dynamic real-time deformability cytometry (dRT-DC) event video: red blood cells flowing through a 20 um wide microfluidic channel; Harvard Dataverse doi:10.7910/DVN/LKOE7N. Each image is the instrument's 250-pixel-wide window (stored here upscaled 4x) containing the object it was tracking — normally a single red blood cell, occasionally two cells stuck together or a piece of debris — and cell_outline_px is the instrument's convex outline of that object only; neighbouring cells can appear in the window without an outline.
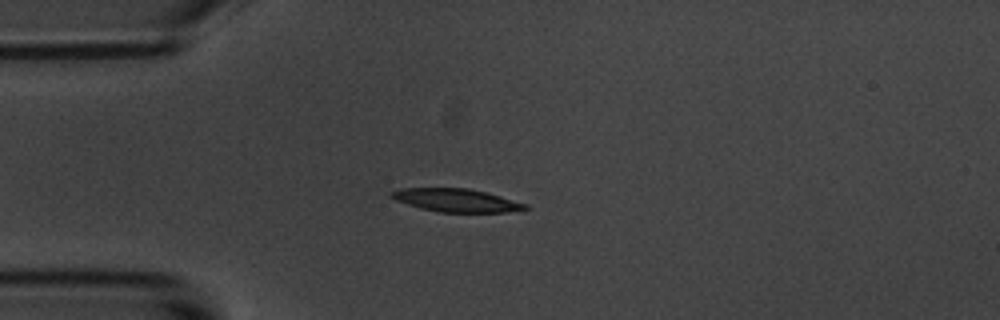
{"species": "common noctule bat (a hibernating species)", "species_latin": "Nyctalus noctula", "temperature_condition": "room temperature", "stored_images_in_passage": 42, "camera_frame_rate_fps": 3000, "um_per_image_px": 0.085, "animal": {"sex": "male", "body_mass_g": 20.1, "forearm_length_mm": 53.5}, "frame": {"image": 1, "passage_image": 1, "time_ms": 0.0, "image_size_px": [1000, 320], "cell_outline_px": [[528, 208], [508, 212], [436, 212], [420, 208], [396, 200], [388, 196], [388, 192], [400, 188], [468, 188], [500, 196], [528, 204]], "centroid_in_image_um": [38.73, 17.02], "position_along_channel_um": 46.3, "area_um2": 18.03}}
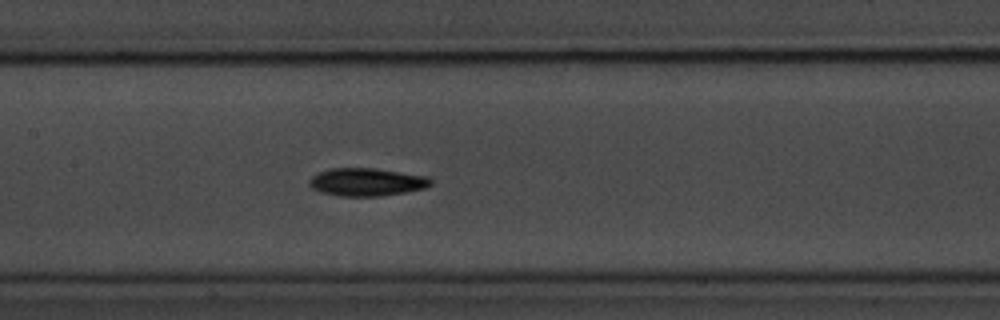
{"frame": {"image": 2, "passage_image": 13, "time_ms": 4.0, "image_size_px": [1000, 320], "cell_outline_px": [[432, 184], [424, 188], [404, 192], [380, 196], [340, 196], [320, 192], [312, 188], [308, 184], [308, 180], [312, 176], [320, 172], [332, 168], [376, 168], [428, 176], [432, 180]], "centroid_in_image_um": [31.16, 15.47], "position_along_channel_um": 176.2, "area_um2": 19.77}}
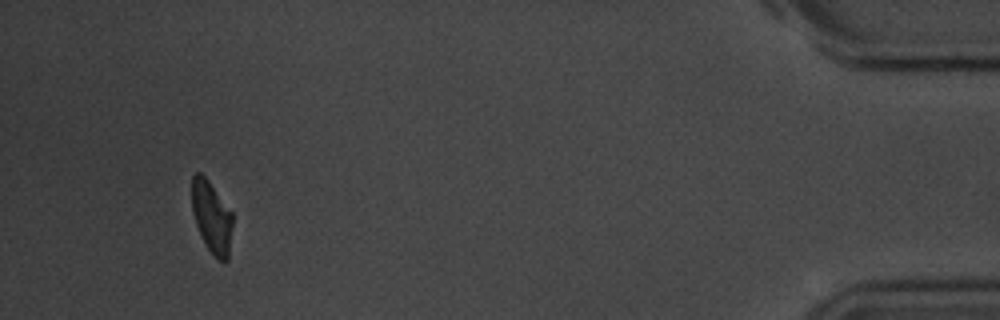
{"frame": {"image": 3, "passage_image": 39, "time_ms": 12.667, "image_size_px": [1000, 320], "cell_outline_px": [[232, 224], [228, 260], [224, 264], [216, 260], [212, 256], [200, 236], [192, 212], [192, 176], [196, 172], [200, 172], [208, 180], [232, 212]], "centroid_in_image_um": [17.99, 18.51], "position_along_channel_um": 417.2, "area_um2": 17.28}, "authors_computed_cell_mechanics": {"area_um2": 18.8717, "velocity_mm_per_s": 3.607, "shape_relaxation_time_tau1_ms": 3.3234, "shape_relaxation_time_tau2_ms": 9.5604, "deformation_change_tau1": 0.1403, "deformation_change_tau2": 0.1651}}